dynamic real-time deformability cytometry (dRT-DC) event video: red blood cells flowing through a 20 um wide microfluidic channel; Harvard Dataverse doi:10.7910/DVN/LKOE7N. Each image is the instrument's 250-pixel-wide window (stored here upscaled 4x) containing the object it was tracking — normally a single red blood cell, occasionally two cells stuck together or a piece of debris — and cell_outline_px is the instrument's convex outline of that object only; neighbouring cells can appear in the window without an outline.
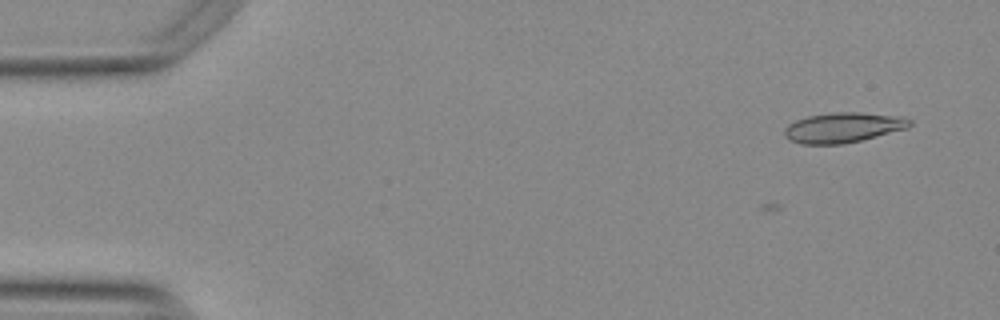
{"species": "Egyptian fruit bat (a non-hibernating species)", "species_latin": "Rousettus aegyptiacus", "temperature_condition": "warm", "stored_images_in_passage": 2, "camera_frame_rate_fps": 3000, "um_per_image_px": 0.085, "animal": {"sex": "female"}, "frame": {"image": 1, "passage_image": 2, "time_ms": 0.333, "image_size_px": [1000, 320], "cell_outline_px": [[912, 124], [908, 128], [844, 144], [804, 144], [788, 140], [784, 136], [784, 128], [788, 124], [796, 120], [808, 116], [832, 112], [860, 112], [904, 116], [912, 120]], "centroid_in_image_um": [71.67, 10.83], "position_along_channel_um": 13.3, "area_um2": 22.14}}